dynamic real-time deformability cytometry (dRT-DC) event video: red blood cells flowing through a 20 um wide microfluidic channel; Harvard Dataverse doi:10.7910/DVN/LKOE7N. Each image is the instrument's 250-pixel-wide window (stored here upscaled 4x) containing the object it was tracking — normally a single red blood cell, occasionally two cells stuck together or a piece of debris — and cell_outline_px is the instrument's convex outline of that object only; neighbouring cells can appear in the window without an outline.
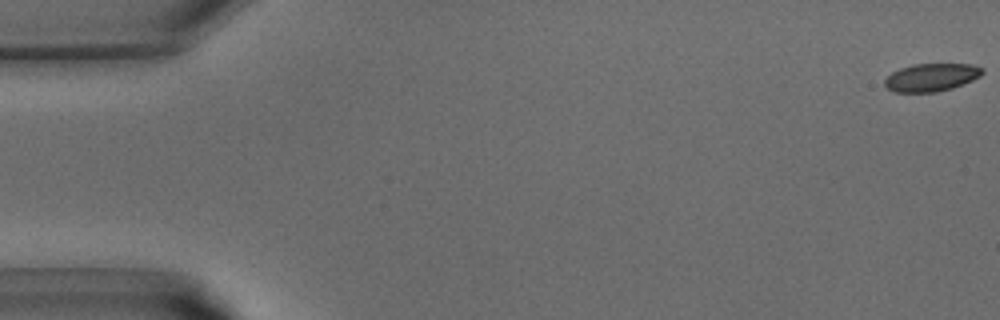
{"species": "common noctule bat (a hibernating species)", "species_latin": "Nyctalus noctula", "temperature_condition": "warm", "stored_images_in_passage": 3, "camera_frame_rate_fps": 3000, "um_per_image_px": 0.085, "animal": {"sex": "male", "body_mass_g": 15.6}, "frame": {"image": 1, "passage_image": 1, "time_ms": 0.0, "image_size_px": [1000, 320], "cell_outline_px": [[984, 72], [980, 76], [972, 80], [952, 88], [936, 92], [892, 92], [884, 88], [884, 80], [892, 72], [900, 68], [912, 64], [972, 64], [984, 68]], "centroid_in_image_um": [79.13, 6.58], "position_along_channel_um": 5.9, "area_um2": 16.01}}